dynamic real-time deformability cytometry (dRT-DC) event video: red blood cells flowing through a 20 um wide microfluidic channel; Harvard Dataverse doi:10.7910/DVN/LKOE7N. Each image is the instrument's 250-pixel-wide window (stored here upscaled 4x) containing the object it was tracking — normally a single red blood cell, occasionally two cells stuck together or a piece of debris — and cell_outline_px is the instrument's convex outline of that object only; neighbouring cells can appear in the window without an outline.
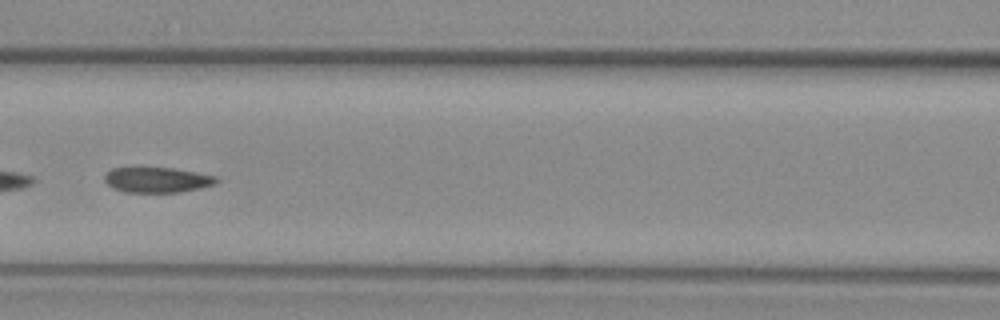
{"species": "common noctule bat (a hibernating species)", "species_latin": "Nyctalus noctula", "temperature_condition": "warm", "stored_images_in_passage": 50, "camera_frame_rate_fps": 3000, "um_per_image_px": 0.085, "animal": {"sex": "female", "body_mass_g": 29.2, "forearm_length_mm": 56.3}, "frame": {"image": 1, "passage_image": 22, "time_ms": 7.0, "image_size_px": [1000, 320], "cell_outline_px": [[220, 180], [216, 184], [200, 188], [180, 192], [124, 192], [112, 188], [104, 180], [104, 176], [112, 168], [176, 168], [216, 176]], "centroid_in_image_um": [13.38, 15.29], "position_along_channel_um": 153.2, "area_um2": 16.53}, "authors_computed_cell_mechanics": {"area_um2": 18.2937, "velocity_mm_per_s": 3.8952, "shape_relaxation_time_tau1_ms": null, "shape_relaxation_time_tau2_ms": 2.6091, "deformation_change_tau1": null, "deformation_change_tau2": 0.077}}